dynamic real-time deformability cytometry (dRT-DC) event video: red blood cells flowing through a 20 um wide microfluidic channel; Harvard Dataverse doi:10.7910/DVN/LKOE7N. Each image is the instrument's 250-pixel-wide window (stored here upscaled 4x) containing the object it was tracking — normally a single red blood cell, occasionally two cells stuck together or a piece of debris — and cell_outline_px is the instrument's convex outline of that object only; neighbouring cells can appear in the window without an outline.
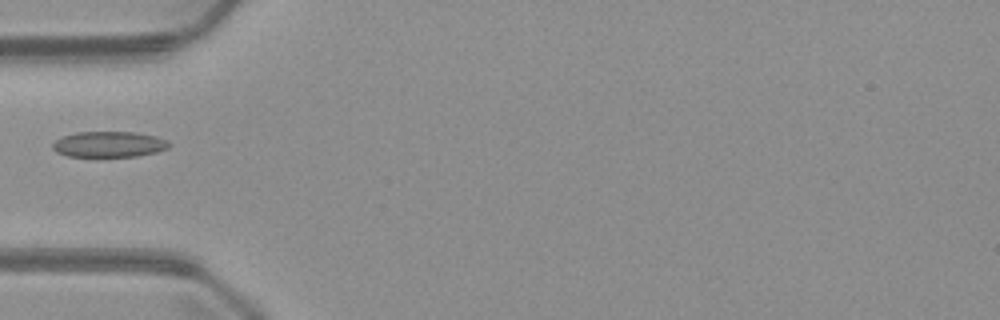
{"species": "common noctule bat (a hibernating species)", "species_latin": "Nyctalus noctula", "temperature_condition": "warm", "stored_images_in_passage": 5, "camera_frame_rate_fps": 3000, "um_per_image_px": 0.085, "animal": {"sex": "male", "body_mass_g": 23.1, "forearm_length_mm": 52.7}, "frame": {"image": 1, "passage_image": 4, "time_ms": 5.333, "image_size_px": [1000, 320], "cell_outline_px": [[172, 144], [168, 148], [156, 152], [136, 156], [68, 156], [56, 152], [52, 148], [52, 144], [56, 140], [64, 136], [76, 132], [136, 132], [156, 136], [168, 140]], "centroid_in_image_um": [9.3, 12.26], "position_along_channel_um": 75.7, "area_um2": 17.46}}
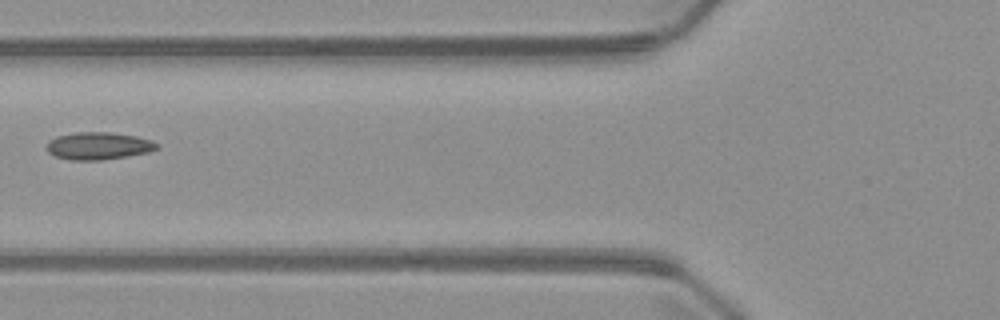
{"frame": {"image": 2, "passage_image": 5, "time_ms": 6.333, "image_size_px": [1000, 320], "cell_outline_px": [[160, 148], [148, 152], [128, 156], [100, 160], [72, 160], [56, 156], [48, 152], [48, 140], [56, 136], [72, 132], [108, 132], [136, 136], [152, 140], [160, 144]], "centroid_in_image_um": [8.4, 12.39], "position_along_channel_um": 117.4, "area_um2": 17.69}}